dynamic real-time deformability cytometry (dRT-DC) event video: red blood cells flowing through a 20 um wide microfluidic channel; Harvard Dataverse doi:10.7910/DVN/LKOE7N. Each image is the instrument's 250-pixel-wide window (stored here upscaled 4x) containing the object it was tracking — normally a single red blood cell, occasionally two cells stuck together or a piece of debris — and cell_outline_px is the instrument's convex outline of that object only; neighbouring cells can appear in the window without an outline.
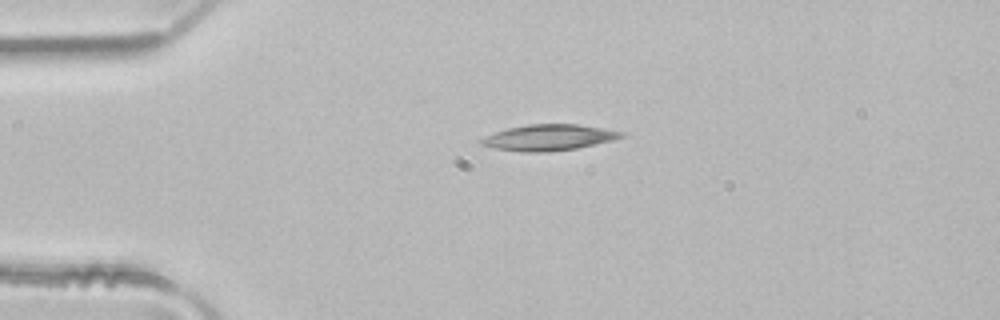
{"species": "common noctule bat (a hibernating species)", "species_latin": "Nyctalus noctula", "temperature_condition": "room temperature", "stored_images_in_passage": 1, "camera_frame_rate_fps": 3000, "um_per_image_px": 0.085, "animal": {"sex": "male", "body_mass_g": 21.5, "forearm_length_mm": 52.0}, "frame": {"image": 1, "passage_image": 1, "time_ms": 0.0, "image_size_px": [1000, 320], "cell_outline_px": [[624, 136], [612, 140], [576, 148], [548, 152], [520, 152], [492, 148], [480, 144], [480, 140], [496, 132], [508, 128], [528, 124], [576, 124], [624, 132]], "centroid_in_image_um": [46.61, 11.69], "position_along_channel_um": 38.4, "area_um2": 20.92}}